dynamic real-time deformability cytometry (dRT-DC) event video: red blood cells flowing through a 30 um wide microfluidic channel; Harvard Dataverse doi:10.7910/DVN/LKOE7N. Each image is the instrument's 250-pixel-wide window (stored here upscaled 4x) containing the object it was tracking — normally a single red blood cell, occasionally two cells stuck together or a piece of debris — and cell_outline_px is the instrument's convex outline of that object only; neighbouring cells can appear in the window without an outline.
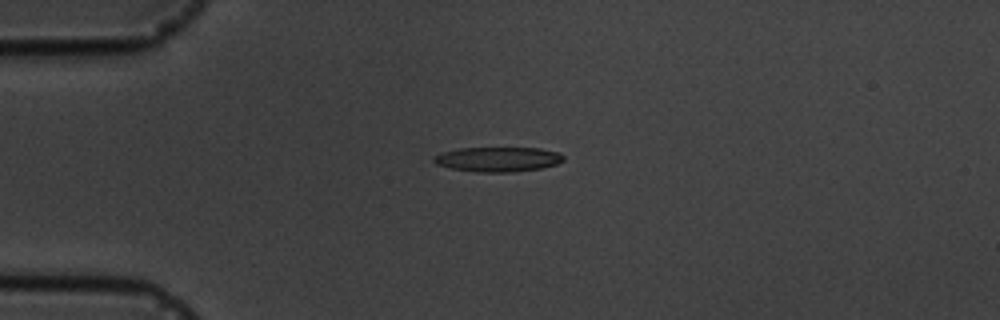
{"species": "common noctule bat (a hibernating species)", "species_latin": "Nyctalus noctula", "temperature_condition": "cold", "stored_images_in_passage": 5, "camera_frame_rate_fps": 3000, "um_per_image_px": 0.085, "animal": {"sex": "male", "body_mass_g": 19.5, "forearm_length_mm": 54.6}, "frame": {"image": 1, "passage_image": 4, "time_ms": 4.333, "image_size_px": [1000, 320], "cell_outline_px": [[564, 160], [556, 164], [540, 168], [512, 172], [476, 172], [452, 168], [436, 164], [432, 160], [432, 156], [444, 152], [460, 148], [540, 148], [560, 152], [564, 156]], "centroid_in_image_um": [42.33, 13.53], "position_along_channel_um": 42.7, "area_um2": 18.67}}